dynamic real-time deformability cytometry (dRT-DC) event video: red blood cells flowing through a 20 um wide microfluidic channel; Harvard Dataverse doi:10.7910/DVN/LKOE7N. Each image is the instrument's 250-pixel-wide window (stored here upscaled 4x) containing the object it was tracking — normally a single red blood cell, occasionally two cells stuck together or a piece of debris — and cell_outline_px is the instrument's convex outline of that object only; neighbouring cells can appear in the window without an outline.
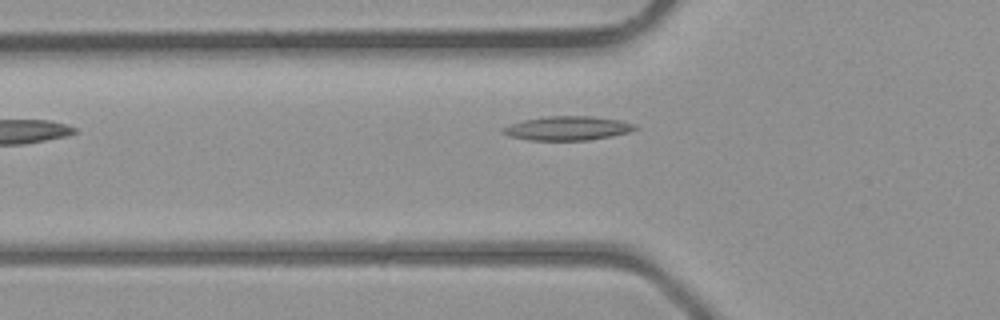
{"species": "common noctule bat (a hibernating species)", "species_latin": "Nyctalus noctula", "temperature_condition": "room temperature", "stored_images_in_passage": 6, "camera_frame_rate_fps": 3000, "um_per_image_px": 0.085, "animal": {"sex": "male", "body_mass_g": 23.1, "forearm_length_mm": 52.7}, "frame": {"image": 1, "passage_image": 6, "time_ms": 7.0, "image_size_px": [1000, 320], "cell_outline_px": [[640, 128], [628, 132], [612, 136], [588, 140], [532, 140], [512, 136], [500, 132], [500, 128], [524, 120], [544, 116], [592, 116], [620, 120], [636, 124]], "centroid_in_image_um": [48.28, 10.89], "position_along_channel_um": 77.5, "area_um2": 18.5}}